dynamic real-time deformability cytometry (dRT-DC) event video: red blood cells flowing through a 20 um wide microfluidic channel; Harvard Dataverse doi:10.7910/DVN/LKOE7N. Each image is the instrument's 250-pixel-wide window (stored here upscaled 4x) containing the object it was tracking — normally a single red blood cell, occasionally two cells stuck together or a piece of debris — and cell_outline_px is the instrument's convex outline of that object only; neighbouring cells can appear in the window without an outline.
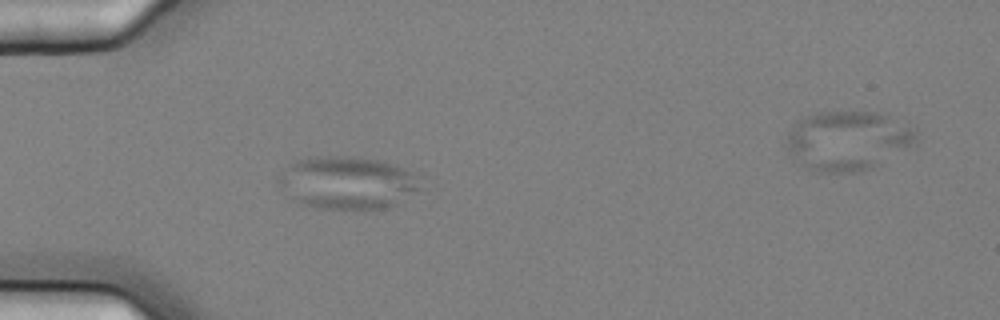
{"species": "common noctule bat (a hibernating species)", "species_latin": "Nyctalus noctula", "temperature_condition": "cold", "stored_images_in_passage": 5, "camera_frame_rate_fps": 3000, "um_per_image_px": 0.085, "animal": {"sex": "female", "body_mass_g": 25.1}, "frame": {"image": 1, "passage_image": 4, "time_ms": 1.0, "image_size_px": [1000, 320], "cell_outline_px": [[420, 176], [416, 188], [412, 192], [396, 204], [384, 208], [324, 208], [304, 204], [296, 200], [276, 180], [276, 176], [296, 160], [316, 156], [348, 156], [376, 160], [396, 164]], "centroid_in_image_um": [29.51, 15.49], "position_along_channel_um": 55.5, "area_um2": 42.54}}